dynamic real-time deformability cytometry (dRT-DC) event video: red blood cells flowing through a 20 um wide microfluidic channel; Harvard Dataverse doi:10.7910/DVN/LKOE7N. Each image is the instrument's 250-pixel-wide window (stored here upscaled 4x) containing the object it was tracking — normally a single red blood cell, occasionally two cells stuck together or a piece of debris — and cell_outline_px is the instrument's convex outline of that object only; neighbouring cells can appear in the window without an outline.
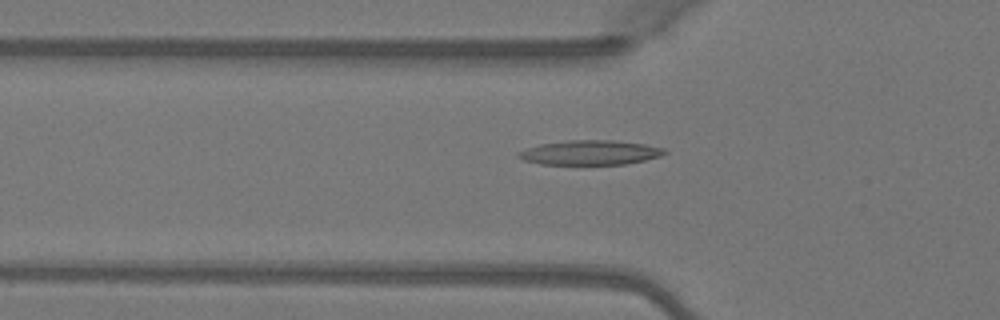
{"species": "Egyptian fruit bat (a non-hibernating species)", "species_latin": "Rousettus aegyptiacus", "temperature_condition": "warm", "stored_images_in_passage": 48, "camera_frame_rate_fps": 3000, "um_per_image_px": 0.085, "animal": {"sex": "female"}, "frame": {"image": 1, "passage_image": 17, "time_ms": 5.333, "image_size_px": [1000, 320], "cell_outline_px": [[668, 152], [660, 156], [644, 160], [624, 164], [540, 164], [524, 160], [516, 156], [516, 152], [540, 144], [568, 140], [612, 140], [644, 144], [664, 148]], "centroid_in_image_um": [50.14, 12.96], "position_along_channel_um": 75.7, "area_um2": 20.81}}
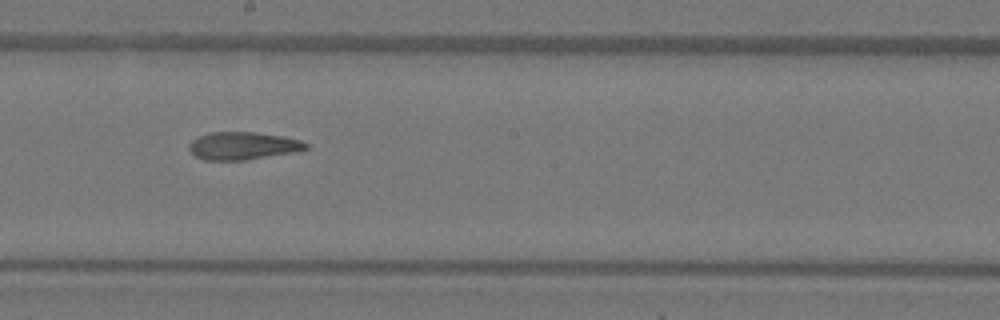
{"frame": {"image": 2, "passage_image": 28, "time_ms": 9.0, "image_size_px": [1000, 320], "cell_outline_px": [[308, 148], [292, 152], [244, 160], [204, 160], [196, 156], [188, 148], [188, 144], [192, 140], [200, 136], [212, 132], [256, 132], [284, 136], [300, 140], [308, 144]], "centroid_in_image_um": [20.63, 12.38], "position_along_channel_um": 227.6, "area_um2": 18.67}}
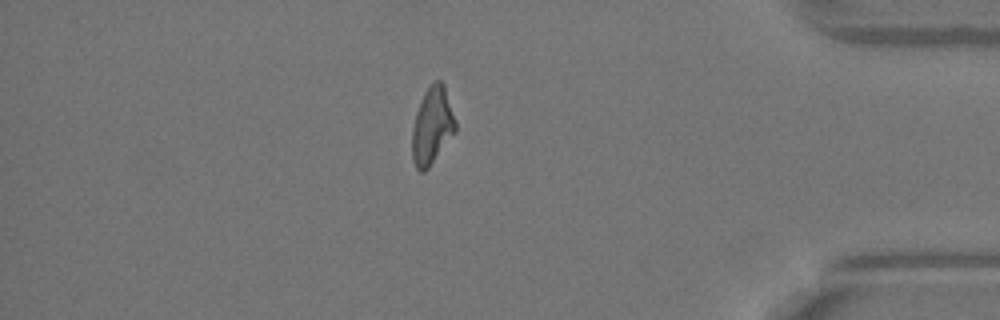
{"frame": {"image": 3, "passage_image": 43, "time_ms": 14.0, "image_size_px": [1000, 320], "cell_outline_px": [[456, 132], [428, 168], [424, 172], [420, 172], [416, 168], [412, 160], [412, 128], [416, 112], [424, 92], [436, 80], [440, 80], [444, 84], [456, 120]], "centroid_in_image_um": [36.73, 10.71], "position_along_channel_um": 398.5, "area_um2": 19.54}, "authors_computed_cell_mechanics": {"area_um2": 19.5653, "velocity_mm_per_s": 4.1009, "shape_relaxation_time_tau1_ms": 8.1759, "shape_relaxation_time_tau2_ms": 3.4576, "deformation_change_tau1": 0.2438, "deformation_change_tau2": 0.1116}}